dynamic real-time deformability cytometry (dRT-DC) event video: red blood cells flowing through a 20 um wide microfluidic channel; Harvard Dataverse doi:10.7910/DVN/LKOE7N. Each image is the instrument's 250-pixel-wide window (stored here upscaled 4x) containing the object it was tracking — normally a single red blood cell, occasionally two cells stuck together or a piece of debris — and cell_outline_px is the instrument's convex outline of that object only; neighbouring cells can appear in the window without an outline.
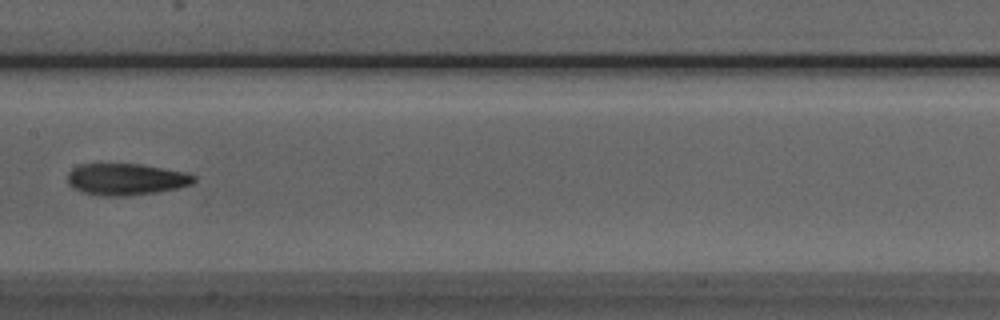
{"species": "Egyptian fruit bat (a non-hibernating species)", "species_latin": "Rousettus aegyptiacus", "temperature_condition": "room temperature", "stored_images_in_passage": 8, "camera_frame_rate_fps": 3000, "um_per_image_px": 0.085, "animal": {"sex": "male"}, "frame": {"image": 1, "passage_image": 7, "time_ms": 7.0, "image_size_px": [1000, 320], "cell_outline_px": [[196, 180], [192, 184], [180, 188], [156, 192], [128, 196], [100, 196], [80, 192], [72, 188], [68, 184], [68, 172], [72, 168], [80, 164], [140, 164], [188, 172], [196, 176]], "centroid_in_image_um": [10.72, 15.24], "position_along_channel_um": 196.7, "area_um2": 23.7}}
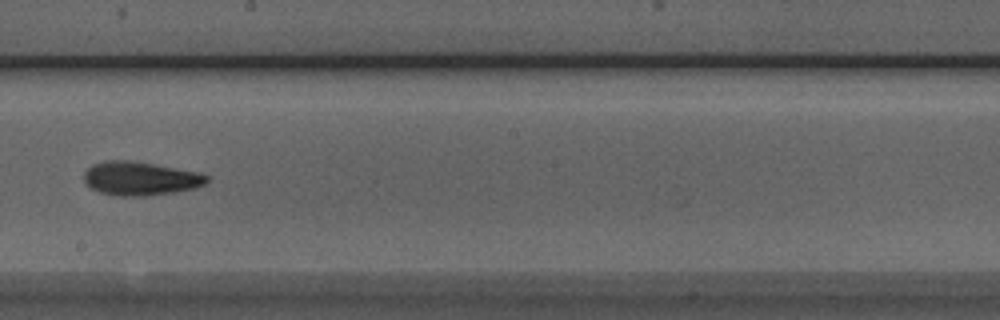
{"frame": {"image": 2, "passage_image": 8, "time_ms": 8.0, "image_size_px": [1000, 320], "cell_outline_px": [[208, 180], [204, 184], [196, 188], [172, 192], [144, 196], [120, 196], [100, 192], [88, 188], [84, 180], [84, 172], [92, 164], [104, 160], [128, 160], [200, 172], [208, 176]], "centroid_in_image_um": [11.89, 15.17], "position_along_channel_um": 236.3, "area_um2": 24.1}}